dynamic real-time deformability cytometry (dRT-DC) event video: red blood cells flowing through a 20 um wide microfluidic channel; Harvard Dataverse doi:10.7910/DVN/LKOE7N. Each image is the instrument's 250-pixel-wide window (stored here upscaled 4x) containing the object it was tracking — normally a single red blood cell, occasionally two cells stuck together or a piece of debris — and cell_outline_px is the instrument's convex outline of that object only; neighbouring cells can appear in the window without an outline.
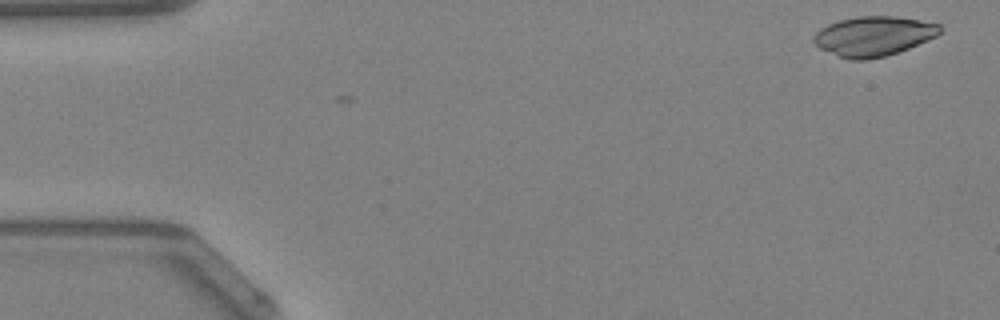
{"species": "Egyptian fruit bat (a non-hibernating species)", "species_latin": "Rousettus aegyptiacus", "temperature_condition": "warm", "stored_images_in_passage": 2, "camera_frame_rate_fps": 3000, "um_per_image_px": 0.085, "animal": {"sex": "female"}, "frame": {"image": 1, "passage_image": 2, "time_ms": 0.333, "image_size_px": [1000, 320], "cell_outline_px": [[944, 28], [936, 36], [928, 40], [908, 48], [884, 56], [868, 60], [852, 60], [836, 56], [820, 48], [812, 40], [816, 32], [820, 28], [828, 24], [840, 20], [860, 16], [896, 16], [940, 24]], "centroid_in_image_um": [74.25, 3.07], "position_along_channel_um": 10.8, "area_um2": 29.13}}